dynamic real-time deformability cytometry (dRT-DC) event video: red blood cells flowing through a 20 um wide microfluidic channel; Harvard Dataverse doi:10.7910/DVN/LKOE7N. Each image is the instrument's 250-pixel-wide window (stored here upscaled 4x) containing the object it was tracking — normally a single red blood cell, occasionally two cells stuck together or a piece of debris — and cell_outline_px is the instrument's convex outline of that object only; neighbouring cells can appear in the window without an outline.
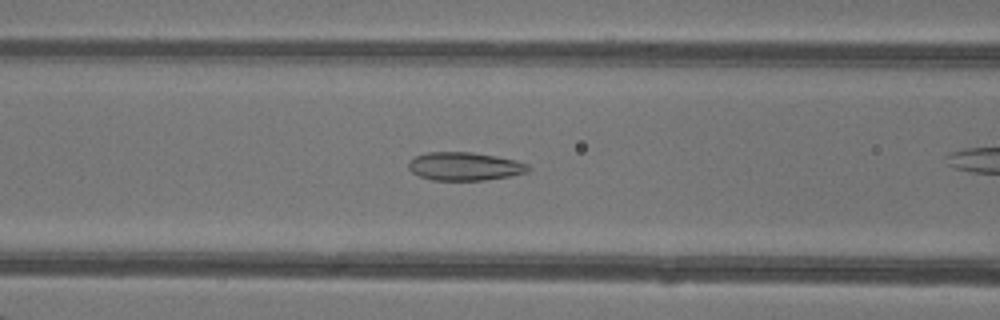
{"species": "common noctule bat (a hibernating species)", "species_latin": "Nyctalus noctula", "temperature_condition": "warm", "stored_images_in_passage": 35, "camera_frame_rate_fps": 3000, "um_per_image_px": 0.085, "animal": {"sex": "female"}, "frame": {"image": 1, "passage_image": 17, "time_ms": 5.333, "image_size_px": [1000, 320], "cell_outline_px": [[532, 168], [528, 172], [512, 176], [484, 180], [432, 180], [420, 176], [412, 172], [408, 168], [408, 164], [416, 156], [428, 152], [472, 152], [496, 156], [516, 160], [528, 164]], "centroid_in_image_um": [39.55, 14.14], "position_along_channel_um": 127.1, "area_um2": 19.77}}
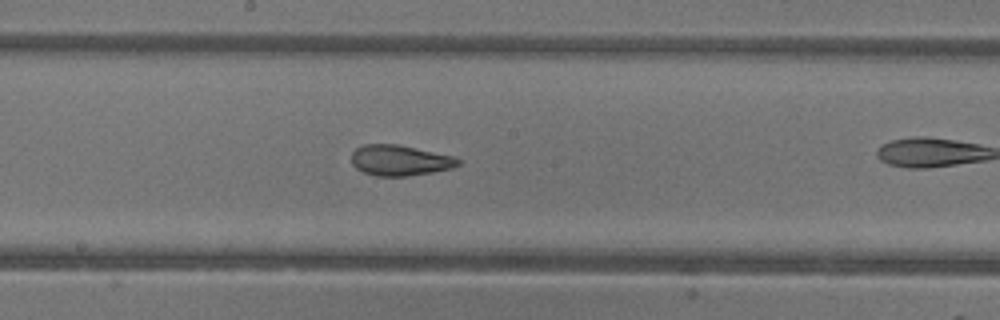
{"frame": {"image": 2, "passage_image": 23, "time_ms": 7.333, "image_size_px": [1000, 320], "cell_outline_px": [[460, 164], [452, 168], [432, 172], [408, 176], [376, 176], [364, 172], [356, 168], [352, 164], [352, 152], [356, 148], [364, 144], [400, 144], [456, 156], [460, 160]], "centroid_in_image_um": [34.01, 13.62], "position_along_channel_um": 214.2, "area_um2": 19.25}}
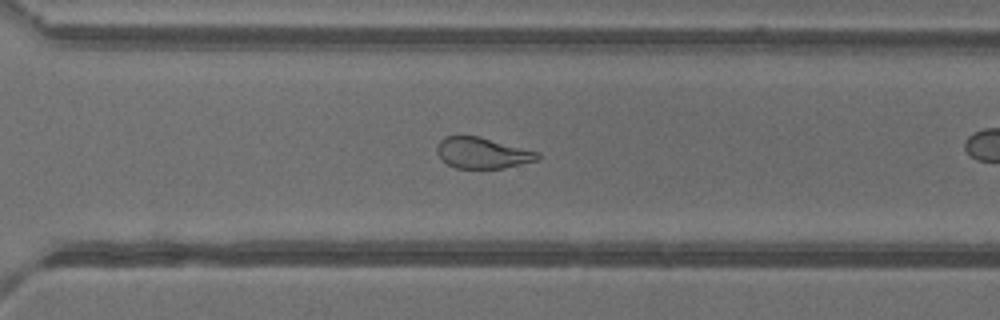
{"frame": {"image": 3, "passage_image": 31, "time_ms": 10.0, "image_size_px": [1000, 320], "cell_outline_px": [[540, 160], [504, 168], [456, 168], [448, 164], [436, 152], [436, 144], [444, 136], [480, 136], [540, 152]], "centroid_in_image_um": [41.03, 12.99], "position_along_channel_um": 329.6, "area_um2": 18.32}}